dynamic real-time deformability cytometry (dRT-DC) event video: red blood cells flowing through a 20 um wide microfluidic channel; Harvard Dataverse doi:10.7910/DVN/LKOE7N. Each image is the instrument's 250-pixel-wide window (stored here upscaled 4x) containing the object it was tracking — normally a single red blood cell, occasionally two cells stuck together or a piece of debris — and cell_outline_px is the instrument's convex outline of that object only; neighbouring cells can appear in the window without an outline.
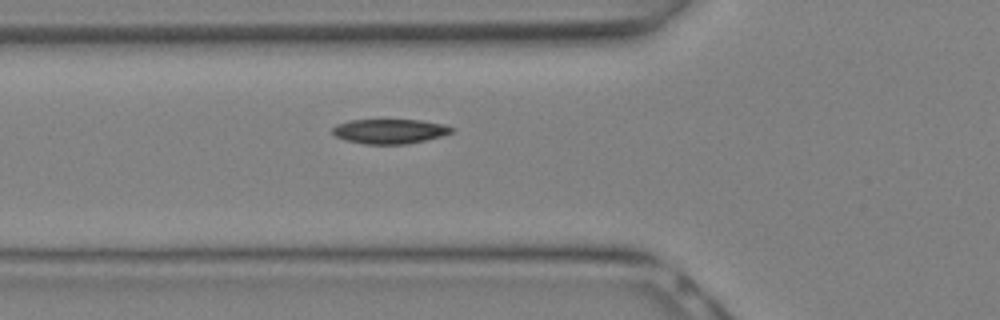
{"species": "Egyptian fruit bat (a non-hibernating species)", "species_latin": "Rousettus aegyptiacus", "temperature_condition": "warm", "stored_images_in_passage": 17, "camera_frame_rate_fps": 3000, "um_per_image_px": 0.085, "animal": {"sex": "female"}, "frame": {"image": 1, "passage_image": 2, "time_ms": 0.333, "image_size_px": [1000, 320], "cell_outline_px": [[456, 128], [452, 132], [440, 136], [424, 140], [404, 144], [364, 144], [344, 140], [336, 136], [332, 132], [332, 128], [336, 124], [348, 120], [420, 120], [444, 124]], "centroid_in_image_um": [33.1, 11.15], "position_along_channel_um": 92.7, "area_um2": 17.11}}
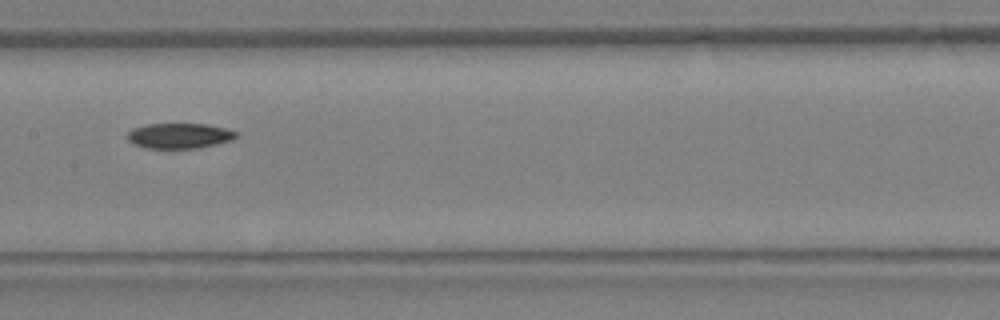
{"frame": {"image": 2, "passage_image": 6, "time_ms": 1.667, "image_size_px": [1000, 320], "cell_outline_px": [[240, 132], [232, 140], [216, 144], [196, 148], [144, 148], [132, 144], [128, 140], [128, 132], [132, 128], [144, 124], [208, 124], [228, 128]], "centroid_in_image_um": [15.25, 11.53], "position_along_channel_um": 192.1, "area_um2": 16.24}}
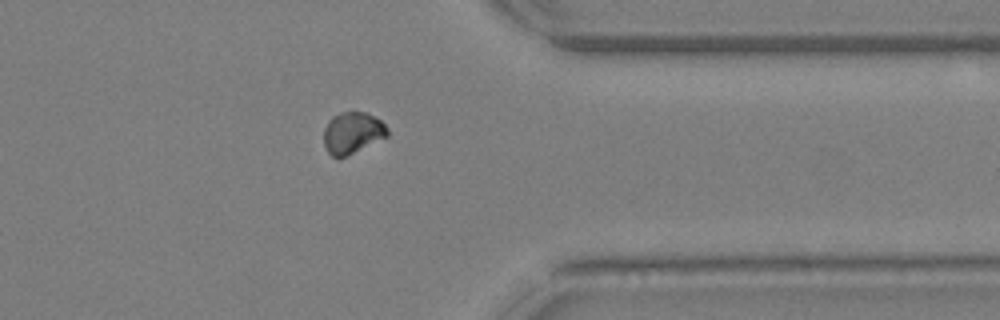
{"frame": {"image": 3, "passage_image": 14, "time_ms": 4.333, "image_size_px": [1000, 320], "cell_outline_px": [[388, 136], [344, 156], [332, 156], [328, 152], [324, 144], [324, 128], [328, 120], [332, 116], [340, 112], [364, 112], [380, 120], [388, 128]], "centroid_in_image_um": [29.94, 11.26], "position_along_channel_um": 381.5, "area_um2": 15.09}}